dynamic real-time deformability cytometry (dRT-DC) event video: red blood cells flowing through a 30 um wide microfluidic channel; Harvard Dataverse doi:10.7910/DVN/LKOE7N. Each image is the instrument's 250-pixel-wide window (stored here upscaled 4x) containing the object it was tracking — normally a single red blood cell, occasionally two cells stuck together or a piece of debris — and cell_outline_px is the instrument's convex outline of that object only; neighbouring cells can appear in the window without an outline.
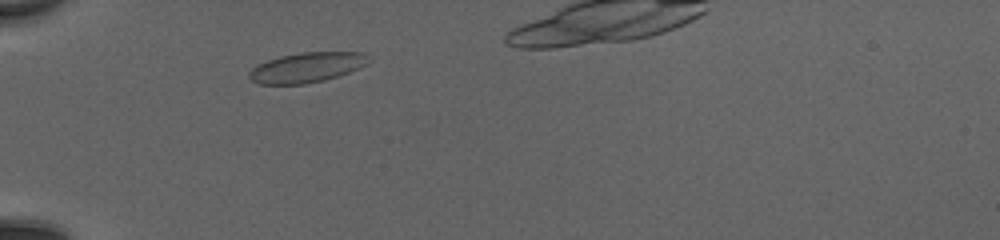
{"species": "common noctule bat (a hibernating species)", "species_latin": "Nyctalus noctula", "temperature_condition": "cold", "stored_images_in_passage": 34, "camera_frame_rate_fps": 3000, "um_per_image_px": 0.085, "animal": {"sex": "female", "body_mass_g": 20.0, "forearm_length_mm": 54.0}, "frame": {"image": 1, "passage_image": 5, "time_ms": 1.333, "image_size_px": [1000, 240], "cell_outline_px": [[368, 64], [360, 68], [324, 80], [304, 84], [260, 84], [252, 80], [248, 76], [248, 72], [252, 68], [268, 60], [280, 56], [300, 52], [364, 52]], "centroid_in_image_um": [26.05, 5.73], "position_along_channel_um": 58.9, "area_um2": 20.63}}
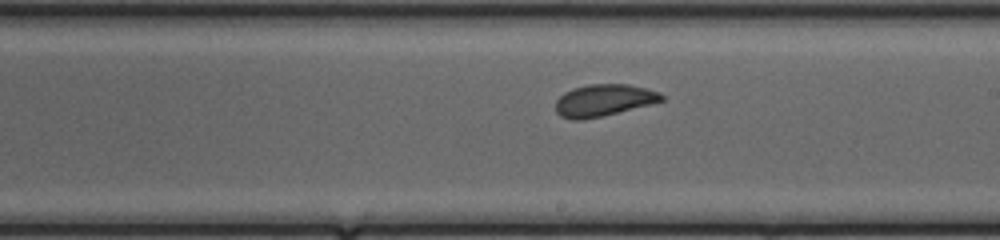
{"frame": {"image": 2, "passage_image": 19, "time_ms": 6.0, "image_size_px": [1000, 240], "cell_outline_px": [[664, 100], [604, 116], [580, 120], [572, 120], [560, 116], [556, 112], [556, 100], [564, 92], [572, 88], [588, 84], [628, 84], [648, 88], [660, 92], [664, 96]], "centroid_in_image_um": [51.3, 8.52], "position_along_channel_um": 237.7, "area_um2": 19.83}}
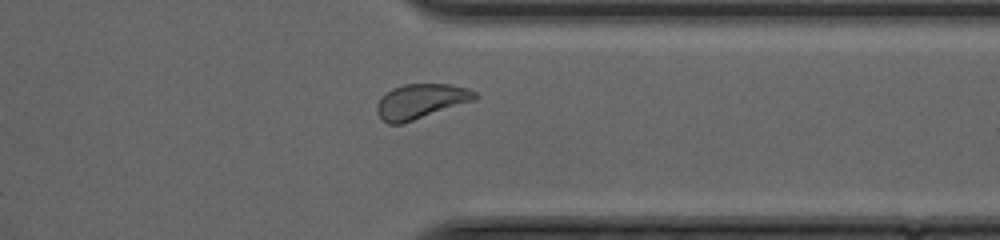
{"frame": {"image": 3, "passage_image": 29, "time_ms": 9.333, "image_size_px": [1000, 240], "cell_outline_px": [[480, 96], [476, 100], [400, 124], [388, 124], [376, 112], [376, 104], [392, 88], [404, 84], [452, 84], [468, 88], [476, 92]], "centroid_in_image_um": [35.82, 8.6], "position_along_channel_um": 375.6, "area_um2": 19.77}}